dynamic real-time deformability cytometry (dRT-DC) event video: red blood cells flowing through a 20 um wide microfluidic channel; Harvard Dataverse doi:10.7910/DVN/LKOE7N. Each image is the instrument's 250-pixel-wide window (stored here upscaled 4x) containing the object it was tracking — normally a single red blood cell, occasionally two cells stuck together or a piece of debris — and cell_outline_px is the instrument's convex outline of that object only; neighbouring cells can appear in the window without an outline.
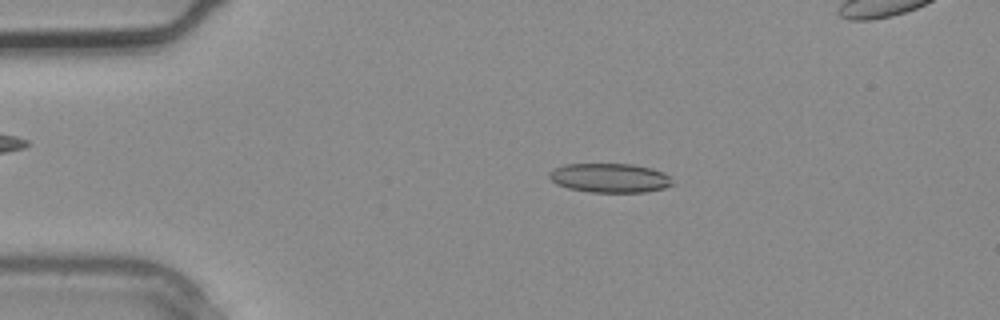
{"species": "common noctule bat (a hibernating species)", "species_latin": "Nyctalus noctula", "temperature_condition": "warm", "stored_images_in_passage": 3, "camera_frame_rate_fps": 3000, "um_per_image_px": 0.085, "animal": {"sex": "male", "body_mass_g": 20.4}, "frame": {"image": 1, "passage_image": 2, "time_ms": 0.333, "image_size_px": [1000, 320], "cell_outline_px": [[676, 184], [664, 188], [644, 192], [588, 192], [568, 188], [556, 184], [548, 176], [548, 172], [564, 164], [632, 164], [652, 168], [664, 172]], "centroid_in_image_um": [51.85, 15.12], "position_along_channel_um": 33.2, "area_um2": 21.1}}